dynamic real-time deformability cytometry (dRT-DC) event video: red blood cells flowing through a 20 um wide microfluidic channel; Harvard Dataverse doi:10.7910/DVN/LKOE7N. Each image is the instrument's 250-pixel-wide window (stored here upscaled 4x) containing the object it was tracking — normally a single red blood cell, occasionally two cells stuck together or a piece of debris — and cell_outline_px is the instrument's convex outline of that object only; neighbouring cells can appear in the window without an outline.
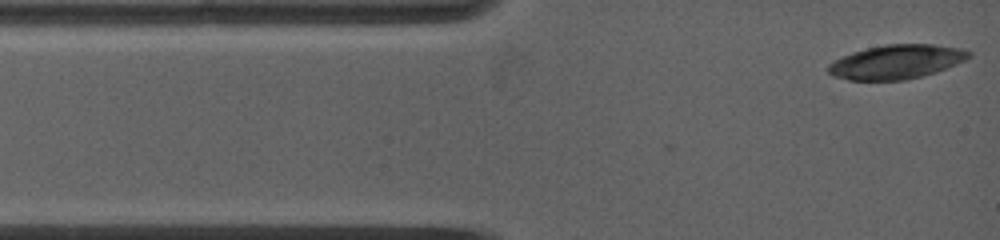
{"species": "common noctule bat (a hibernating species)", "species_latin": "Nyctalus noctula", "temperature_condition": "warm", "stored_images_in_passage": 7, "camera_frame_rate_fps": 5000, "um_per_image_px": 0.085, "animal": {"sex": "female", "body_mass_g": 19.0, "forearm_length_mm": 53.3}, "frame": {"image": 1, "passage_image": 1, "time_ms": 0.0, "image_size_px": [1000, 240], "cell_outline_px": [[972, 56], [956, 64], [936, 72], [904, 80], [848, 80], [832, 76], [828, 72], [828, 64], [852, 52], [884, 44], [932, 44], [960, 48], [972, 52]], "centroid_in_image_um": [76.2, 5.26], "position_along_channel_um": 8.8, "area_um2": 27.8}}
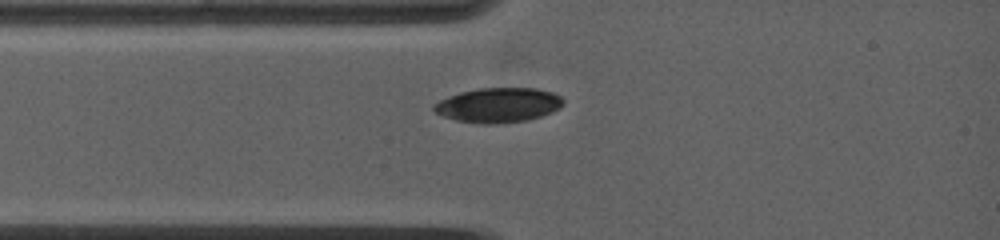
{"frame": {"image": 2, "passage_image": 6, "time_ms": 2.2, "image_size_px": [1000, 240], "cell_outline_px": [[564, 104], [560, 108], [552, 112], [528, 120], [492, 124], [480, 124], [456, 120], [444, 116], [436, 112], [432, 108], [432, 104], [448, 96], [460, 92], [480, 88], [536, 88], [552, 92], [560, 96], [564, 100]], "centroid_in_image_um": [42.36, 8.93], "position_along_channel_um": 42.6, "area_um2": 26.18}}